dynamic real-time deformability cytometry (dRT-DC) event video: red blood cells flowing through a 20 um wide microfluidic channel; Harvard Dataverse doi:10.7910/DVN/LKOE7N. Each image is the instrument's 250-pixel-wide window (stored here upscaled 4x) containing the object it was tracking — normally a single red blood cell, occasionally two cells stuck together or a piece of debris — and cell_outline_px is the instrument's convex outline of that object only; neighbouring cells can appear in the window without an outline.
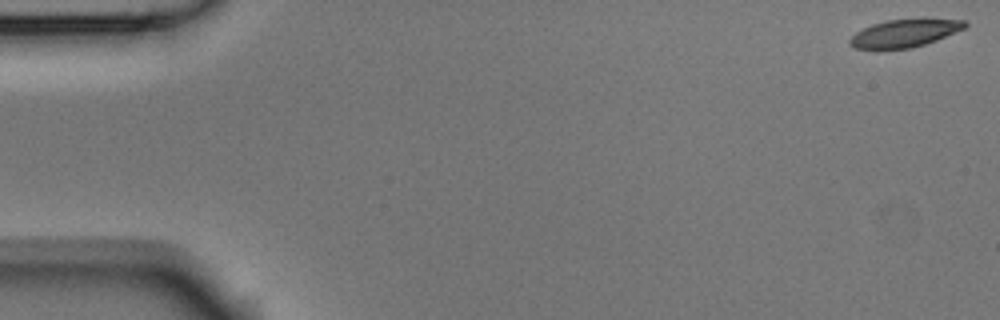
{"species": "Egyptian fruit bat (a non-hibernating species)", "species_latin": "Rousettus aegyptiacus", "temperature_condition": "room temperature", "stored_images_in_passage": 5, "camera_frame_rate_fps": 3000, "um_per_image_px": 0.085, "animal": {"sex": "male"}, "frame": {"image": 1, "passage_image": 1, "time_ms": 0.0, "image_size_px": [1000, 320], "cell_outline_px": [[968, 24], [964, 28], [936, 40], [912, 48], [856, 48], [848, 44], [848, 40], [856, 32], [872, 24], [888, 20], [920, 16], [964, 20]], "centroid_in_image_um": [76.94, 2.76], "position_along_channel_um": 8.1, "area_um2": 18.96}}